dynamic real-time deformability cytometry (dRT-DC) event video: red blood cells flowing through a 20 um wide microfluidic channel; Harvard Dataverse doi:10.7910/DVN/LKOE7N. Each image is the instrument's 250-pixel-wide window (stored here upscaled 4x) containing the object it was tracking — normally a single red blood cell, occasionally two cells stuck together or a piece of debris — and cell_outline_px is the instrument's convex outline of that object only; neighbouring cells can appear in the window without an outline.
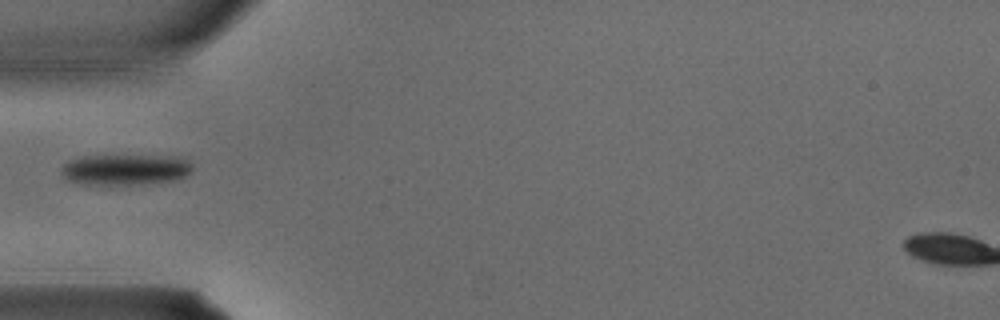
{"species": "common noctule bat (a hibernating species)", "species_latin": "Nyctalus noctula", "temperature_condition": "warm", "stored_images_in_passage": 1, "camera_frame_rate_fps": 3000, "um_per_image_px": 0.085, "animal": {"sex": "male", "body_mass_g": 15.6}, "frame": {"image": 1, "passage_image": 1, "time_ms": 0.0, "image_size_px": [1000, 320], "cell_outline_px": [[192, 172], [188, 176], [180, 180], [140, 184], [80, 184], [64, 180], [60, 172], [60, 168], [68, 160], [84, 156], [176, 156], [188, 160], [192, 164]], "centroid_in_image_um": [10.66, 14.42], "position_along_channel_um": 74.3, "area_um2": 23.99}}